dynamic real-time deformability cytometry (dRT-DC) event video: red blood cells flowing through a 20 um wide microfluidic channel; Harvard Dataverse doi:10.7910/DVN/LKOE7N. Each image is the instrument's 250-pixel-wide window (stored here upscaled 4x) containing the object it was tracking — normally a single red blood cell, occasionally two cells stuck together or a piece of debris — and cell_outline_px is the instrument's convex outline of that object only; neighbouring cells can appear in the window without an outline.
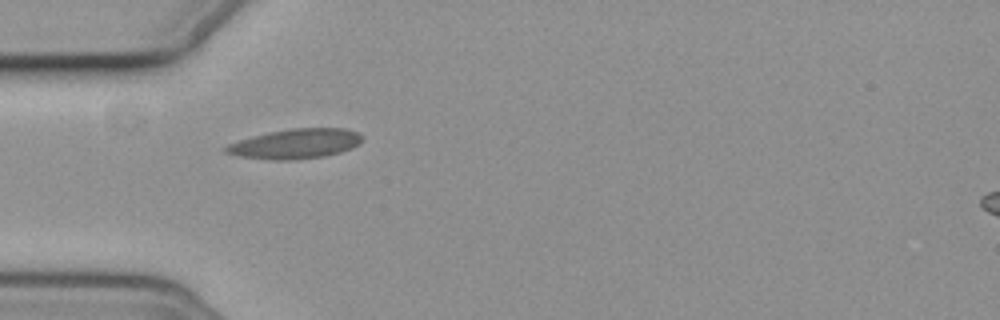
{"species": "common noctule bat (a hibernating species)", "species_latin": "Nyctalus noctula", "temperature_condition": "cold", "stored_images_in_passage": 37, "camera_frame_rate_fps": 3000, "um_per_image_px": 0.085, "animal": {"sex": "female", "body_mass_g": 19.3, "forearm_length_mm": 54.1}, "frame": {"image": 1, "passage_image": 1, "time_ms": 0.0, "image_size_px": [1000, 320], "cell_outline_px": [[364, 140], [352, 148], [340, 152], [324, 156], [292, 160], [272, 160], [240, 156], [224, 152], [220, 148], [228, 144], [252, 136], [268, 132], [292, 128], [344, 128], [360, 132], [364, 136]], "centroid_in_image_um": [25.13, 12.21], "position_along_channel_um": 59.9, "area_um2": 23.87}}
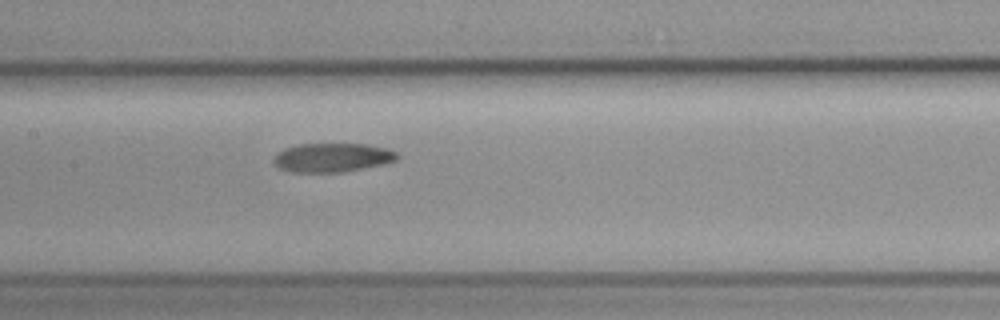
{"frame": {"image": 2, "passage_image": 11, "time_ms": 3.333, "image_size_px": [1000, 320], "cell_outline_px": [[400, 156], [396, 160], [384, 164], [340, 172], [292, 172], [280, 168], [272, 160], [284, 148], [300, 144], [364, 144], [388, 148], [396, 152]], "centroid_in_image_um": [28.28, 13.39], "position_along_channel_um": 179.1, "area_um2": 20.63}}
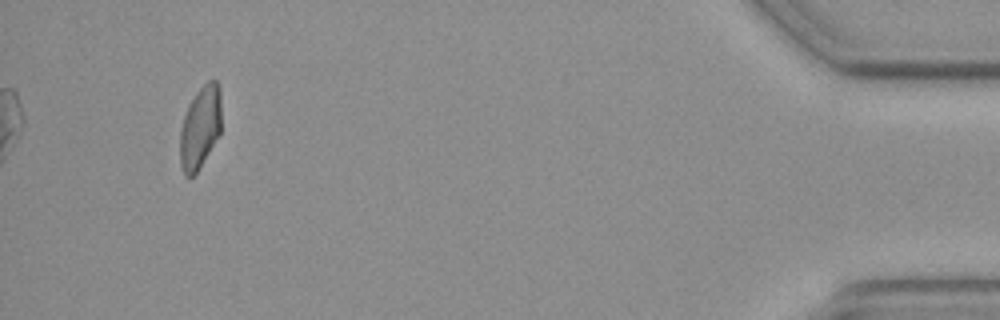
{"frame": {"image": 3, "passage_image": 37, "time_ms": 12.0, "image_size_px": [1000, 320], "cell_outline_px": [[220, 132], [196, 172], [192, 176], [184, 176], [180, 164], [180, 128], [188, 104], [196, 92], [208, 80], [216, 80], [220, 88]], "centroid_in_image_um": [16.99, 10.8], "position_along_channel_um": 418.2, "area_um2": 19.59}, "authors_computed_cell_mechanics": {"area_um2": 21.0392, "velocity_mm_per_s": 3.6655, "shape_relaxation_time_tau1_ms": null, "shape_relaxation_time_tau2_ms": 6.7451, "deformation_change_tau1": null, "deformation_change_tau2": 0.1272}}